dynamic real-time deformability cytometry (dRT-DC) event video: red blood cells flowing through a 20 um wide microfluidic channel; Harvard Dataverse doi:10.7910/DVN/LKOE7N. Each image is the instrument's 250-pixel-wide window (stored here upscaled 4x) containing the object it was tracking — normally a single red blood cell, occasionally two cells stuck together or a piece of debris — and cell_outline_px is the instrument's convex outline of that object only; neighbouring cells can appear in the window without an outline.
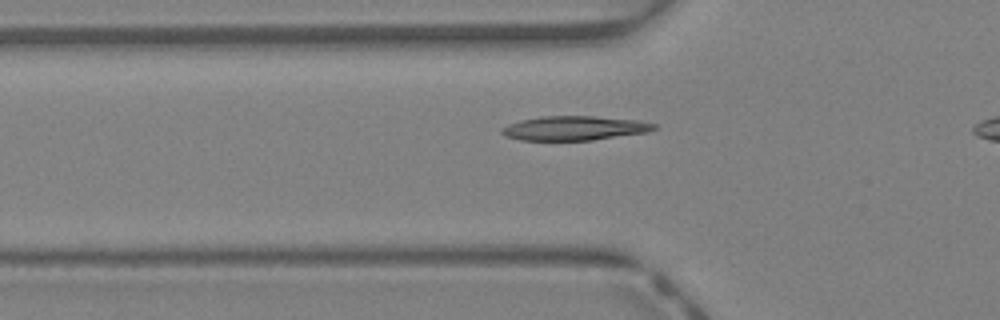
{"species": "Egyptian fruit bat (a non-hibernating species)", "species_latin": "Rousettus aegyptiacus", "temperature_condition": "warm", "stored_images_in_passage": 26, "camera_frame_rate_fps": 3000, "um_per_image_px": 0.085, "animal": {"sex": "female"}, "frame": {"image": 1, "passage_image": 3, "time_ms": 0.667, "image_size_px": [1000, 320], "cell_outline_px": [[660, 124], [656, 128], [648, 132], [592, 140], [520, 140], [504, 136], [500, 132], [500, 128], [508, 124], [520, 120], [544, 116], [596, 116], [640, 120]], "centroid_in_image_um": [48.84, 10.89], "position_along_channel_um": 77.0, "area_um2": 21.79}}
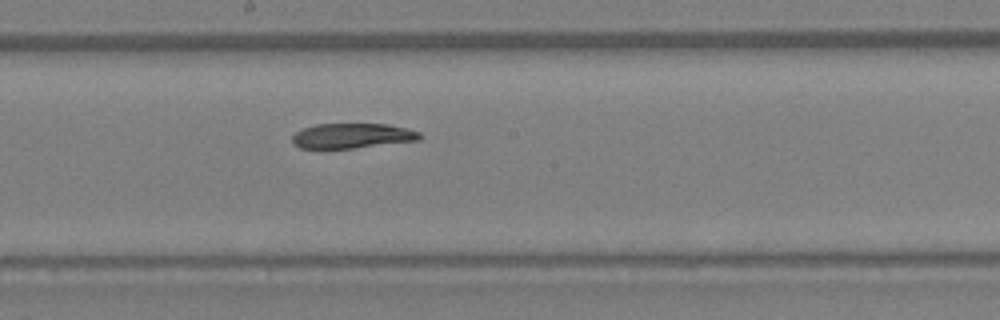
{"frame": {"image": 2, "passage_image": 12, "time_ms": 3.667, "image_size_px": [1000, 320], "cell_outline_px": [[420, 140], [352, 148], [300, 148], [292, 140], [292, 136], [296, 132], [304, 128], [316, 124], [388, 124], [420, 132]], "centroid_in_image_um": [29.93, 11.54], "position_along_channel_um": 218.3, "area_um2": 18.26}}
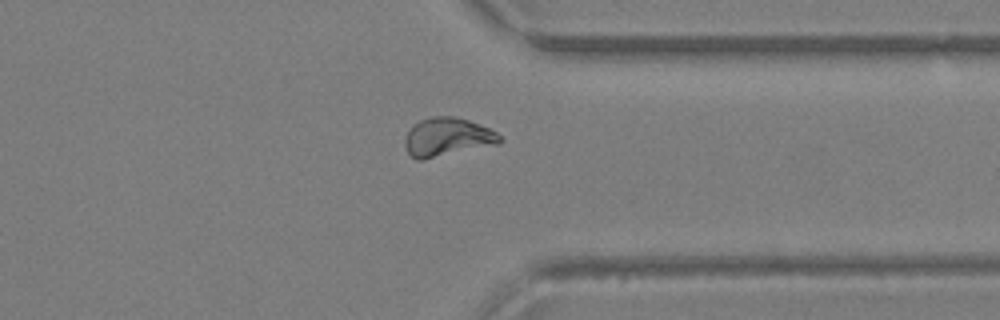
{"frame": {"image": 3, "passage_image": 22, "time_ms": 7.0, "image_size_px": [1000, 320], "cell_outline_px": [[504, 140], [500, 144], [424, 160], [416, 160], [408, 152], [404, 144], [404, 140], [408, 132], [420, 120], [432, 116], [456, 116], [480, 124], [496, 132]], "centroid_in_image_um": [38.06, 11.67], "position_along_channel_um": 373.3, "area_um2": 21.44}}